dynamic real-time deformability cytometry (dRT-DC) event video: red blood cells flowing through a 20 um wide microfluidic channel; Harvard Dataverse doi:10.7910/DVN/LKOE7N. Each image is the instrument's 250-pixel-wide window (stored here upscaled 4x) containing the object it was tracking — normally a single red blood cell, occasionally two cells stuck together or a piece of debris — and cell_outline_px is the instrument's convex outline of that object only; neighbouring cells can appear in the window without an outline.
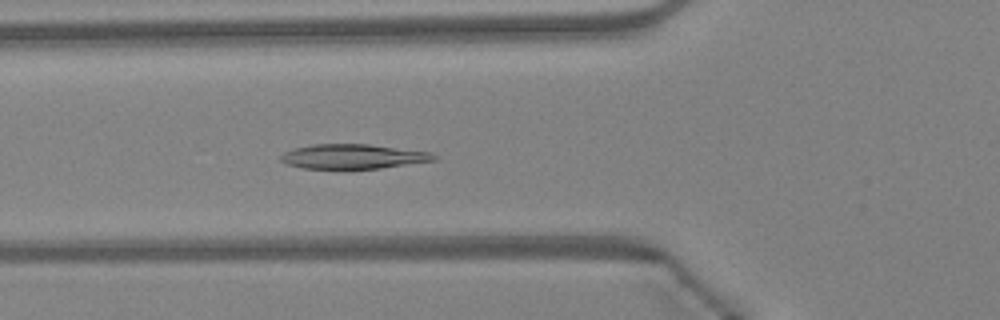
{"species": "Egyptian fruit bat (a non-hibernating species)", "species_latin": "Rousettus aegyptiacus", "temperature_condition": "warm", "stored_images_in_passage": 47, "camera_frame_rate_fps": 3000, "um_per_image_px": 0.085, "animal": {"sex": "female"}, "frame": {"image": 1, "passage_image": 16, "time_ms": 5.0, "image_size_px": [1000, 320], "cell_outline_px": [[436, 160], [380, 168], [348, 172], [300, 168], [288, 164], [280, 160], [280, 156], [284, 152], [292, 148], [312, 144], [368, 144], [432, 152], [436, 156]], "centroid_in_image_um": [29.94, 13.34], "position_along_channel_um": 95.9, "area_um2": 23.0}}
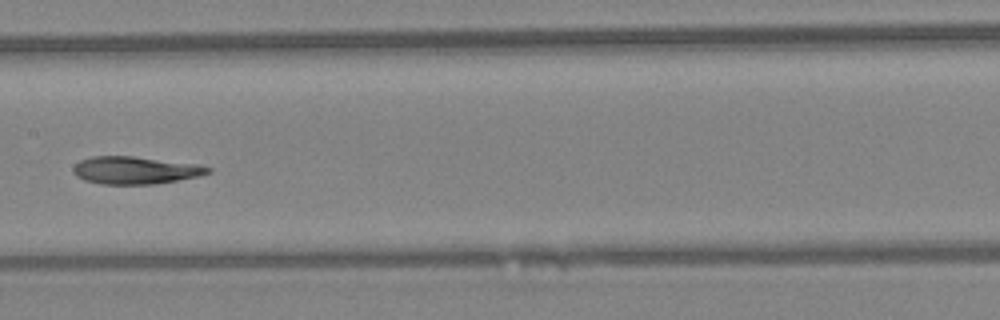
{"frame": {"image": 2, "passage_image": 23, "time_ms": 7.333, "image_size_px": [1000, 320], "cell_outline_px": [[212, 172], [200, 176], [156, 184], [100, 184], [84, 180], [76, 176], [72, 172], [72, 168], [80, 160], [92, 156], [132, 156], [196, 164], [212, 168]], "centroid_in_image_um": [11.48, 14.48], "position_along_channel_um": 195.9, "area_um2": 21.68}}
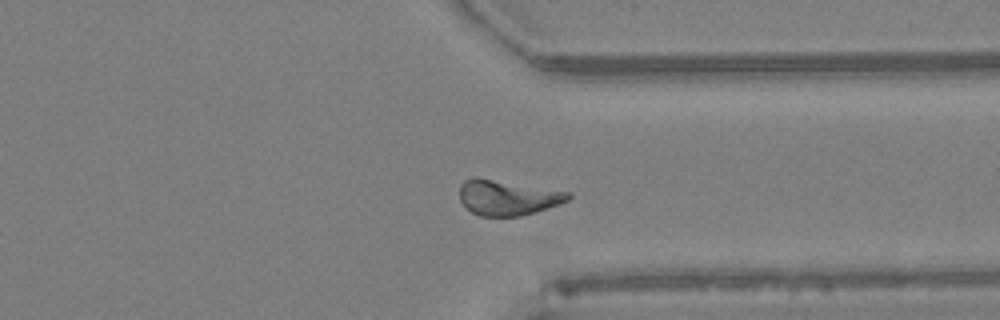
{"frame": {"image": 3, "passage_image": 35, "time_ms": 11.333, "image_size_px": [1000, 320], "cell_outline_px": [[572, 196], [568, 200], [560, 204], [536, 212], [520, 216], [480, 216], [464, 208], [460, 200], [460, 184], [464, 180], [472, 176], [476, 176], [572, 192]], "centroid_in_image_um": [43.13, 16.78], "position_along_channel_um": 368.3, "area_um2": 22.77}, "authors_computed_cell_mechanics": {"area_um2": 22.0796, "velocity_mm_per_s": 4.3083, "shape_relaxation_time_tau1_ms": 5.0111, "shape_relaxation_time_tau2_ms": 4.1678, "deformation_change_tau1": 0.174, "deformation_change_tau2": 0.1069}}